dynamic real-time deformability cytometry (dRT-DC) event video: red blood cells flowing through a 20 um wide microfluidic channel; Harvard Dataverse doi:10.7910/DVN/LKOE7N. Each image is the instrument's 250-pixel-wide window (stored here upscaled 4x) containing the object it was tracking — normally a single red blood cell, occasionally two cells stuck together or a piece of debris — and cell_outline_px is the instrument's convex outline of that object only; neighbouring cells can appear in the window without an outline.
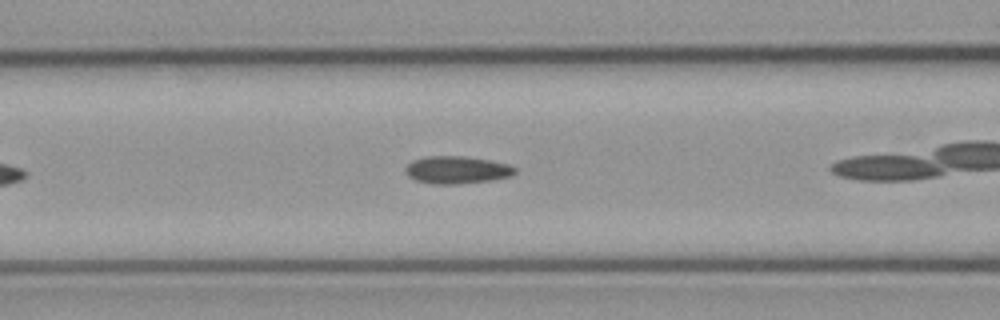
{"species": "common noctule bat (a hibernating species)", "species_latin": "Nyctalus noctula", "temperature_condition": "cold", "stored_images_in_passage": 18, "camera_frame_rate_fps": 3000, "um_per_image_px": 0.085, "animal": {"sex": "male", "body_mass_g": 23.1, "forearm_length_mm": 52.7}, "frame": {"image": 1, "passage_image": 8, "time_ms": 2.333, "image_size_px": [1000, 320], "cell_outline_px": [[516, 172], [512, 176], [492, 180], [456, 184], [432, 184], [416, 180], [408, 176], [404, 172], [404, 168], [412, 160], [428, 156], [464, 156], [488, 160], [508, 164], [516, 168]], "centroid_in_image_um": [38.82, 14.44], "position_along_channel_um": 127.8, "area_um2": 17.63}}
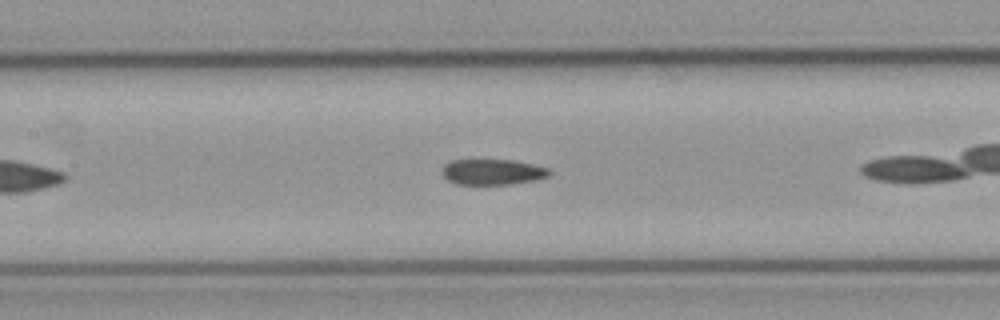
{"frame": {"image": 2, "passage_image": 11, "time_ms": 3.333, "image_size_px": [1000, 320], "cell_outline_px": [[552, 172], [548, 176], [536, 180], [508, 184], [456, 184], [448, 180], [440, 172], [444, 164], [452, 160], [512, 160], [532, 164], [548, 168]], "centroid_in_image_um": [41.84, 14.61], "position_along_channel_um": 165.6, "area_um2": 16.01}}